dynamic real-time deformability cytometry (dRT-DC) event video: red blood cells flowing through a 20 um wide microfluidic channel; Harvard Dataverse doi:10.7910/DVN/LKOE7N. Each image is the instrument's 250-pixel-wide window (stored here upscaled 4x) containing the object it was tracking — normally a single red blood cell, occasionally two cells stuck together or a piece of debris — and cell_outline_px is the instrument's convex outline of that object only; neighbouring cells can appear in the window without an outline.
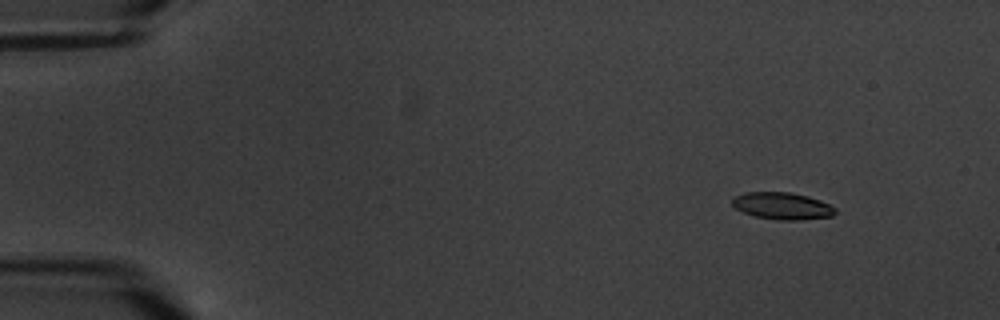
{"species": "common noctule bat (a hibernating species)", "species_latin": "Nyctalus noctula", "temperature_condition": "warm", "stored_images_in_passage": 6, "camera_frame_rate_fps": 3000, "um_per_image_px": 0.085, "animal": {"sex": "male", "body_mass_g": 20.1, "forearm_length_mm": 53.5}, "frame": {"image": 1, "passage_image": 2, "time_ms": 1.333, "image_size_px": [1000, 320], "cell_outline_px": [[836, 212], [832, 216], [800, 220], [776, 220], [756, 216], [744, 212], [736, 208], [732, 204], [732, 200], [736, 196], [744, 192], [792, 192], [808, 196], [820, 200], [836, 208]], "centroid_in_image_um": [66.51, 17.5], "position_along_channel_um": 18.5, "area_um2": 16.18}}